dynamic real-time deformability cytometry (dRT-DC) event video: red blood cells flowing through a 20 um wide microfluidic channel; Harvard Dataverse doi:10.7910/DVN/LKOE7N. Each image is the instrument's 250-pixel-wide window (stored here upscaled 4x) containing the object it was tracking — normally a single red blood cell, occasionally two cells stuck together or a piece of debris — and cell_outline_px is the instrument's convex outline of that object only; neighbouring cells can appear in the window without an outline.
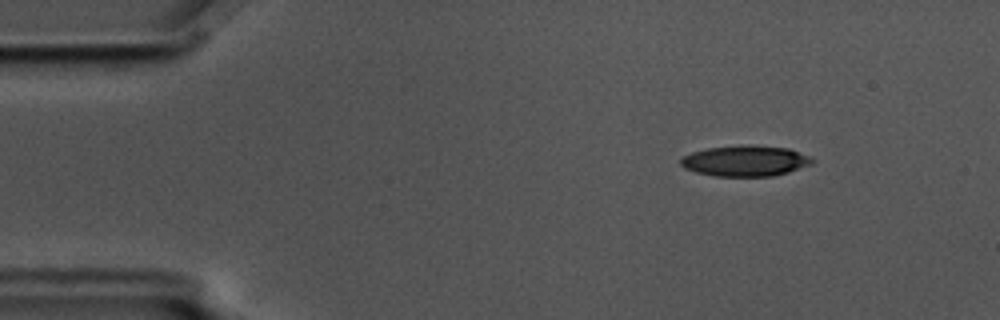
{"species": "common noctule bat (a hibernating species)", "species_latin": "Nyctalus noctula", "temperature_condition": "cold", "stored_images_in_passage": 56, "camera_frame_rate_fps": 3000, "um_per_image_px": 0.085, "animal": {"sex": "male", "body_mass_g": 17.5, "forearm_length_mm": 52.3}, "frame": {"image": 1, "passage_image": 7, "time_ms": 2.0, "image_size_px": [1000, 320], "cell_outline_px": [[816, 160], [812, 164], [788, 172], [772, 176], [716, 176], [696, 172], [684, 168], [680, 164], [680, 160], [684, 156], [692, 152], [708, 148], [788, 148], [812, 156]], "centroid_in_image_um": [63.38, 13.73], "position_along_channel_um": 21.6, "area_um2": 22.54}}
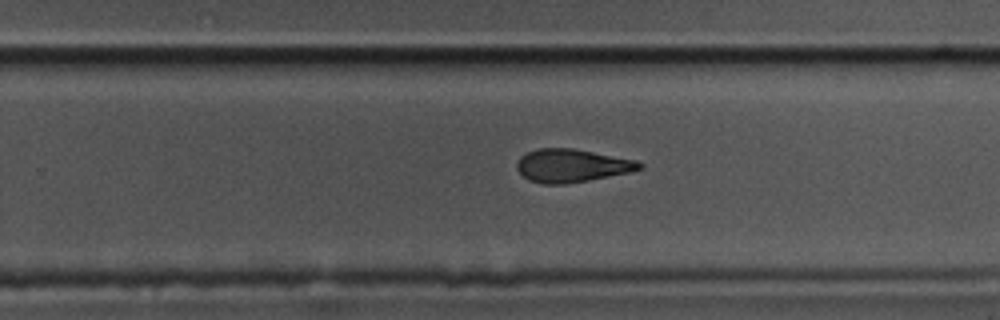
{"frame": {"image": 2, "passage_image": 35, "time_ms": 11.333, "image_size_px": [1000, 320], "cell_outline_px": [[644, 168], [628, 172], [588, 180], [564, 184], [544, 184], [528, 180], [516, 168], [516, 164], [520, 156], [528, 152], [540, 148], [572, 148], [636, 160], [644, 164]], "centroid_in_image_um": [48.59, 14.07], "position_along_channel_um": 281.2, "area_um2": 23.47}}
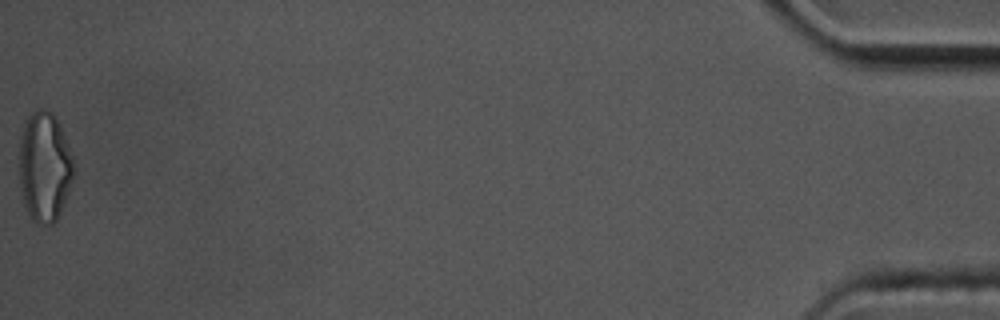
{"frame": {"image": 3, "passage_image": 56, "time_ms": 18.333, "image_size_px": [1000, 320], "cell_outline_px": [[72, 176], [68, 192], [60, 212], [56, 220], [52, 224], [36, 224], [32, 220], [24, 204], [20, 188], [20, 136], [24, 124], [28, 116], [36, 108], [44, 108], [52, 112], [56, 116], [60, 124], [68, 144], [72, 156]], "centroid_in_image_um": [3.77, 14.14], "position_along_channel_um": 431.4, "area_um2": 34.74}, "authors_computed_cell_mechanics": {"area_um2": 24.7673, "velocity_mm_per_s": 3.5809, "shape_relaxation_time_tau1_ms": 6.8287, "shape_relaxation_time_tau2_ms": 4.4162, "deformation_change_tau1": 0.1863, "deformation_change_tau2": 0.1421}}